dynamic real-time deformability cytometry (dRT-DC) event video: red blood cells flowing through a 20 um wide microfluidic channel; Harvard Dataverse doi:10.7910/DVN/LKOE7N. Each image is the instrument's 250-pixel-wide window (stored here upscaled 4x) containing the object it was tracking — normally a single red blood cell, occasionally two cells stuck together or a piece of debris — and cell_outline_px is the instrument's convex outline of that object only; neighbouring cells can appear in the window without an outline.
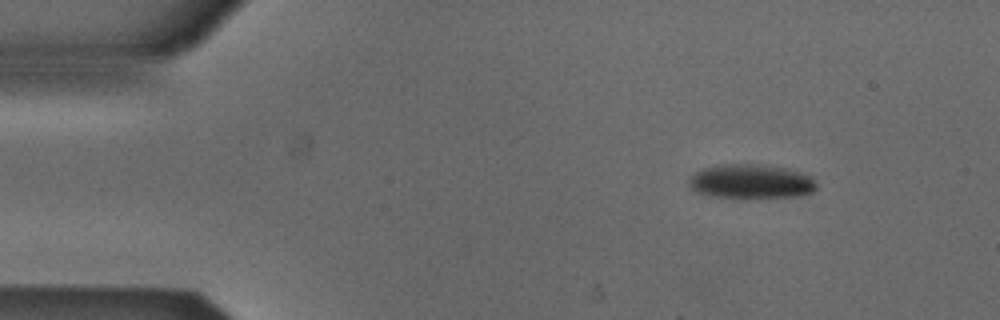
{"species": "Egyptian fruit bat (a non-hibernating species)", "species_latin": "Rousettus aegyptiacus", "temperature_condition": "cold", "stored_images_in_passage": 3, "camera_frame_rate_fps": 3000, "um_per_image_px": 0.085, "animal": {"sex": "male"}, "frame": {"image": 1, "passage_image": 1, "time_ms": 0.0, "image_size_px": [1000, 320], "cell_outline_px": [[816, 188], [812, 192], [796, 196], [712, 196], [696, 192], [688, 188], [688, 180], [696, 172], [704, 168], [720, 164], [760, 164], [788, 168], [812, 176], [816, 184]], "centroid_in_image_um": [63.82, 15.39], "position_along_channel_um": 21.2, "area_um2": 25.09}}